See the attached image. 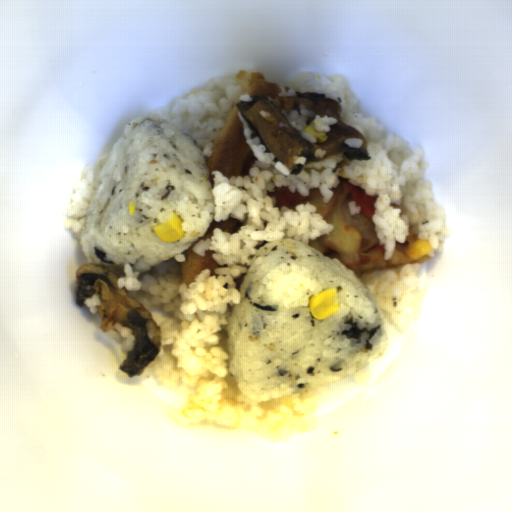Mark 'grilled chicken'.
I'll use <instances>...</instances> for the list:
<instances>
[{"label": "grilled chicken", "mask_w": 512, "mask_h": 512, "mask_svg": "<svg viewBox=\"0 0 512 512\" xmlns=\"http://www.w3.org/2000/svg\"><path fill=\"white\" fill-rule=\"evenodd\" d=\"M349 179L350 178L338 177L340 182L337 187L328 189L335 195H351L350 200L352 203L359 207L361 213L364 216L372 219L373 215L375 214V202L378 196H370L366 194L365 190L360 186H354L353 184L349 183Z\"/></svg>", "instance_id": "grilled-chicken-1"}]
</instances>
